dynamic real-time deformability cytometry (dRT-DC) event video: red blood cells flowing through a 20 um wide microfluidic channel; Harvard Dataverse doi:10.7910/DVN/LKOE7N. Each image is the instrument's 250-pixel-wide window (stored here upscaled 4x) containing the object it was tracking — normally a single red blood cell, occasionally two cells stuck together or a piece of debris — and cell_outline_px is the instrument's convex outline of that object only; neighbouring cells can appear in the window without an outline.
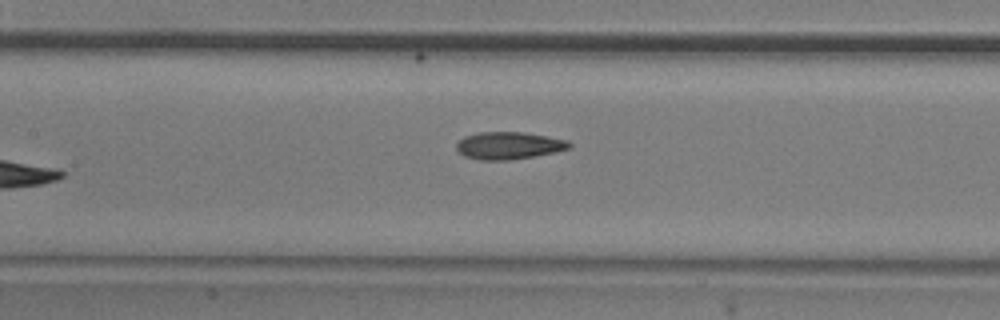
{"species": "common noctule bat (a hibernating species)", "species_latin": "Nyctalus noctula", "temperature_condition": "room temperature", "stored_images_in_passage": 8, "camera_frame_rate_fps": 3000, "um_per_image_px": 0.085, "animal": {"sex": "male", "body_mass_g": 20.5, "forearm_length_mm": 52.5}, "frame": {"image": 1, "passage_image": 7, "time_ms": 2.0, "image_size_px": [1000, 320], "cell_outline_px": [[572, 148], [556, 152], [536, 156], [508, 160], [480, 160], [464, 156], [456, 148], [456, 144], [464, 136], [480, 132], [524, 132], [568, 140], [572, 144]], "centroid_in_image_um": [43.28, 12.37], "position_along_channel_um": 164.1, "area_um2": 18.09}}